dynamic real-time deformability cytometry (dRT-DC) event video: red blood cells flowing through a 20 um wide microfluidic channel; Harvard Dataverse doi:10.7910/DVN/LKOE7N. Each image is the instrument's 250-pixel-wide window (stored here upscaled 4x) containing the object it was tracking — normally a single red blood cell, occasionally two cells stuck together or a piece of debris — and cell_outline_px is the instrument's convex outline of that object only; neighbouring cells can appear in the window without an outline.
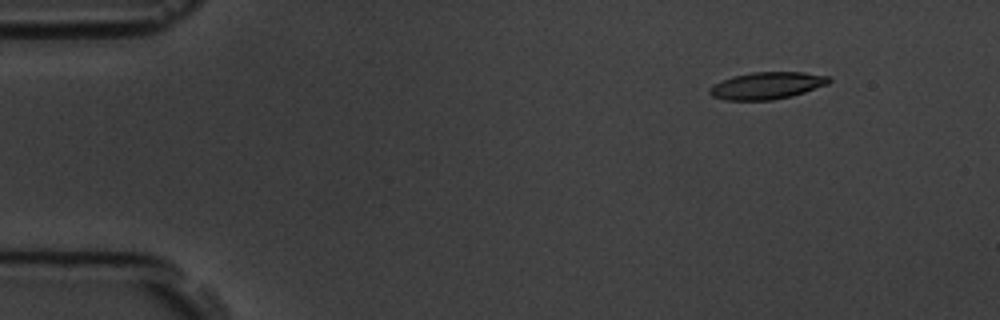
{"species": "common noctule bat (a hibernating species)", "species_latin": "Nyctalus noctula", "temperature_condition": "room temperature", "stored_images_in_passage": 4, "camera_frame_rate_fps": 3000, "um_per_image_px": 0.085, "animal": {"sex": "male", "body_mass_g": 19.5, "forearm_length_mm": 54.6}, "frame": {"image": 1, "passage_image": 2, "time_ms": 1.0, "image_size_px": [1000, 320], "cell_outline_px": [[832, 80], [828, 84], [792, 96], [772, 100], [724, 100], [712, 96], [708, 92], [708, 88], [732, 76], [752, 72], [804, 72], [828, 76]], "centroid_in_image_um": [65.19, 7.28], "position_along_channel_um": 19.8, "area_um2": 18.79}}
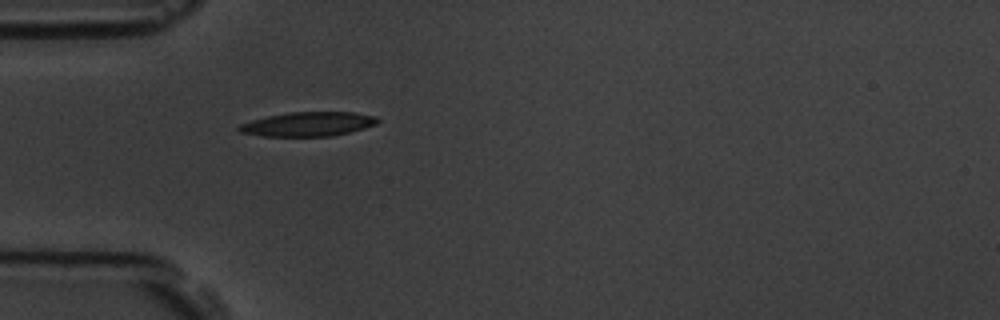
{"frame": {"image": 2, "passage_image": 4, "time_ms": 4.333, "image_size_px": [1000, 320], "cell_outline_px": [[380, 120], [376, 124], [364, 128], [332, 136], [260, 136], [240, 132], [236, 128], [240, 124], [252, 120], [268, 116], [288, 112], [352, 112], [376, 116]], "centroid_in_image_um": [26.17, 10.55], "position_along_channel_um": 58.8, "area_um2": 19.54}}